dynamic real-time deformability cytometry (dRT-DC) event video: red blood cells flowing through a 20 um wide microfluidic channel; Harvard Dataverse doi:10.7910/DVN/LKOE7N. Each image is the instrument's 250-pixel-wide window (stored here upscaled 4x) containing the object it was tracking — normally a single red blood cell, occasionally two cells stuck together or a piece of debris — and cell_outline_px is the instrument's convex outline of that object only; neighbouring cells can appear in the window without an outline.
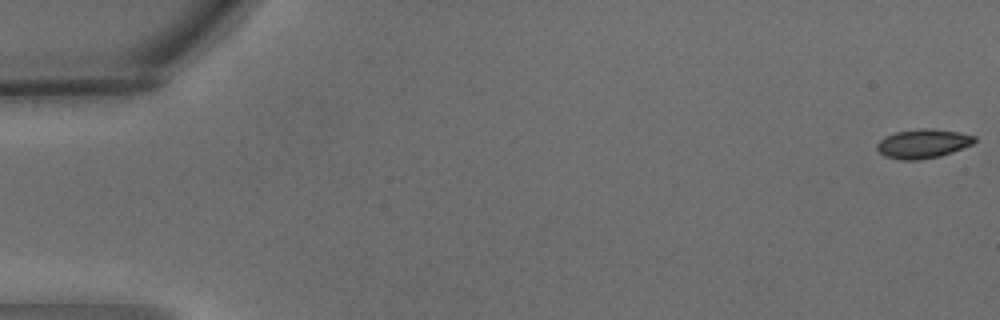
{"species": "common noctule bat (a hibernating species)", "species_latin": "Nyctalus noctula", "temperature_condition": "warm", "stored_images_in_passage": 5, "camera_frame_rate_fps": 3000, "um_per_image_px": 0.085, "animal": {"sex": "male", "body_mass_g": 15.6}, "frame": {"image": 1, "passage_image": 1, "time_ms": 0.0, "image_size_px": [1000, 320], "cell_outline_px": [[976, 140], [972, 144], [952, 152], [940, 156], [916, 160], [900, 160], [884, 156], [876, 148], [876, 144], [884, 136], [896, 132], [920, 128], [932, 128], [960, 132], [976, 136]], "centroid_in_image_um": [78.44, 12.2], "position_along_channel_um": 6.6, "area_um2": 16.65}}
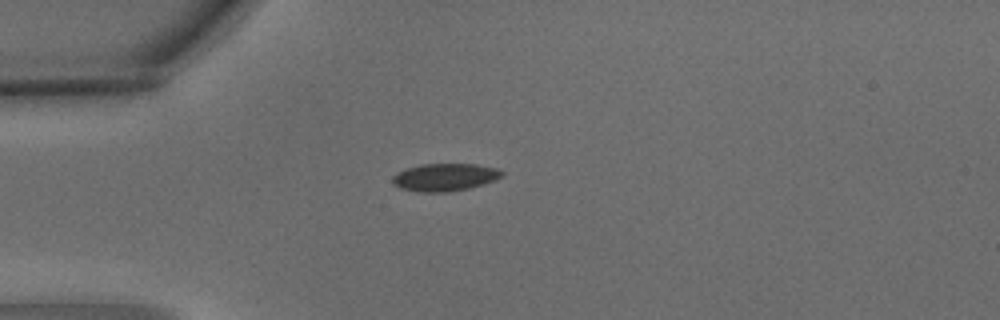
{"frame": {"image": 2, "passage_image": 5, "time_ms": 1.333, "image_size_px": [1000, 320], "cell_outline_px": [[504, 172], [496, 180], [484, 184], [468, 188], [448, 192], [416, 192], [400, 188], [392, 184], [392, 176], [396, 172], [420, 164], [476, 164], [496, 168]], "centroid_in_image_um": [37.77, 15.07], "position_along_channel_um": 47.2, "area_um2": 17.69}}